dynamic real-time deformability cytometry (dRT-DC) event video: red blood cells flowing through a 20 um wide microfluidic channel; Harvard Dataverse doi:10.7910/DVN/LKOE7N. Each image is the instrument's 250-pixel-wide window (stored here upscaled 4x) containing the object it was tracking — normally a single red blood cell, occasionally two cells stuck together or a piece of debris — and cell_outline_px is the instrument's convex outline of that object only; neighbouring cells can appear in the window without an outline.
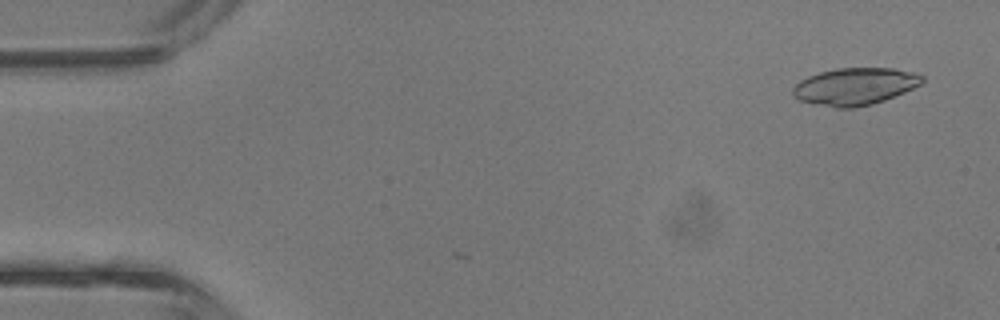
{"species": "common noctule bat (a hibernating species)", "species_latin": "Nyctalus noctula", "temperature_condition": "room temperature", "stored_images_in_passage": 3, "camera_frame_rate_fps": 3000, "um_per_image_px": 0.085, "animal": {"sex": "male", "body_mass_g": 13.3}, "frame": {"image": 1, "passage_image": 3, "time_ms": 0.667, "image_size_px": [1000, 320], "cell_outline_px": [[924, 80], [920, 84], [904, 92], [884, 100], [872, 104], [856, 108], [836, 108], [800, 100], [792, 96], [792, 88], [800, 80], [808, 76], [820, 72], [836, 68], [892, 68], [912, 72], [924, 76]], "centroid_in_image_um": [72.65, 7.34], "position_along_channel_um": 12.4, "area_um2": 27.92}}